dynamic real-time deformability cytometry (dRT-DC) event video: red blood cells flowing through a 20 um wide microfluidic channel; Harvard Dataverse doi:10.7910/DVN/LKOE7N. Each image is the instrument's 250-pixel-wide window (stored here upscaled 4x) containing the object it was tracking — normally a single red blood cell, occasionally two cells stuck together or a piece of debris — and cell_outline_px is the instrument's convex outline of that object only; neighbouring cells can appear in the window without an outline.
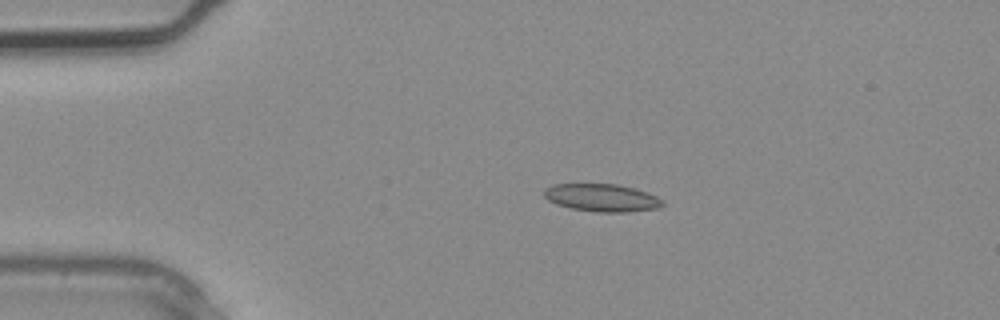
{"species": "common noctule bat (a hibernating species)", "species_latin": "Nyctalus noctula", "temperature_condition": "warm", "stored_images_in_passage": 2, "camera_frame_rate_fps": 3000, "um_per_image_px": 0.085, "animal": {"sex": "male", "body_mass_g": 20.4}, "frame": {"image": 1, "passage_image": 1, "time_ms": 0.0, "image_size_px": [1000, 320], "cell_outline_px": [[664, 204], [660, 208], [628, 212], [596, 212], [572, 208], [556, 204], [548, 200], [544, 196], [544, 188], [552, 184], [616, 184], [636, 188], [648, 192], [664, 200]], "centroid_in_image_um": [51.19, 16.8], "position_along_channel_um": 33.8, "area_um2": 19.31}}
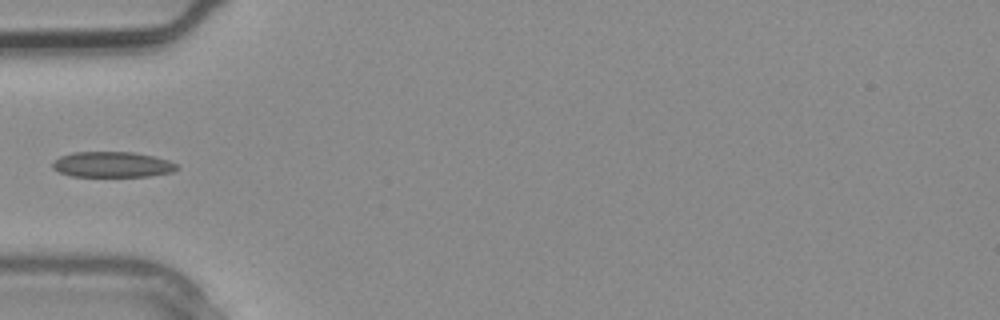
{"frame": {"image": 2, "passage_image": 2, "time_ms": 0.333, "image_size_px": [1000, 320], "cell_outline_px": [[180, 168], [172, 172], [148, 176], [72, 176], [60, 172], [52, 168], [52, 160], [60, 156], [72, 152], [132, 152], [156, 156], [168, 160], [176, 164]], "centroid_in_image_um": [9.54, 13.97], "position_along_channel_um": 75.5, "area_um2": 18.61}}